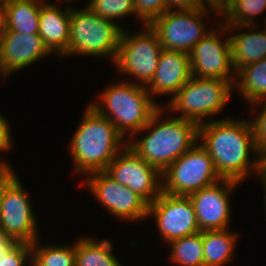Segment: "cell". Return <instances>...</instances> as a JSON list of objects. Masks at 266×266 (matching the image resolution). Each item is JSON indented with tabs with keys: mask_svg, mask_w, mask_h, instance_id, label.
Returning <instances> with one entry per match:
<instances>
[{
	"mask_svg": "<svg viewBox=\"0 0 266 266\" xmlns=\"http://www.w3.org/2000/svg\"><path fill=\"white\" fill-rule=\"evenodd\" d=\"M263 19H264L265 21H262V20H261V22H264V23H263V26H264V27H263V29H265V30H266V17H265V18H263Z\"/></svg>",
	"mask_w": 266,
	"mask_h": 266,
	"instance_id": "obj_41",
	"label": "cell"
},
{
	"mask_svg": "<svg viewBox=\"0 0 266 266\" xmlns=\"http://www.w3.org/2000/svg\"><path fill=\"white\" fill-rule=\"evenodd\" d=\"M168 244L171 247L168 262L176 266H204L202 232L174 239Z\"/></svg>",
	"mask_w": 266,
	"mask_h": 266,
	"instance_id": "obj_24",
	"label": "cell"
},
{
	"mask_svg": "<svg viewBox=\"0 0 266 266\" xmlns=\"http://www.w3.org/2000/svg\"><path fill=\"white\" fill-rule=\"evenodd\" d=\"M212 24L216 25L215 30L209 29L189 53L191 74L200 78L235 80L227 26L221 21Z\"/></svg>",
	"mask_w": 266,
	"mask_h": 266,
	"instance_id": "obj_11",
	"label": "cell"
},
{
	"mask_svg": "<svg viewBox=\"0 0 266 266\" xmlns=\"http://www.w3.org/2000/svg\"><path fill=\"white\" fill-rule=\"evenodd\" d=\"M250 106L251 113L256 111L258 113L254 115V118L251 116L250 120L254 130L257 152L263 158L266 155V99L256 101Z\"/></svg>",
	"mask_w": 266,
	"mask_h": 266,
	"instance_id": "obj_28",
	"label": "cell"
},
{
	"mask_svg": "<svg viewBox=\"0 0 266 266\" xmlns=\"http://www.w3.org/2000/svg\"><path fill=\"white\" fill-rule=\"evenodd\" d=\"M234 0H223V10Z\"/></svg>",
	"mask_w": 266,
	"mask_h": 266,
	"instance_id": "obj_39",
	"label": "cell"
},
{
	"mask_svg": "<svg viewBox=\"0 0 266 266\" xmlns=\"http://www.w3.org/2000/svg\"><path fill=\"white\" fill-rule=\"evenodd\" d=\"M88 104L108 118L126 140L142 130L163 106L150 96L146 86L125 80L105 86Z\"/></svg>",
	"mask_w": 266,
	"mask_h": 266,
	"instance_id": "obj_4",
	"label": "cell"
},
{
	"mask_svg": "<svg viewBox=\"0 0 266 266\" xmlns=\"http://www.w3.org/2000/svg\"><path fill=\"white\" fill-rule=\"evenodd\" d=\"M45 0L5 1L4 30L39 34V14Z\"/></svg>",
	"mask_w": 266,
	"mask_h": 266,
	"instance_id": "obj_21",
	"label": "cell"
},
{
	"mask_svg": "<svg viewBox=\"0 0 266 266\" xmlns=\"http://www.w3.org/2000/svg\"><path fill=\"white\" fill-rule=\"evenodd\" d=\"M85 6L97 16L118 23L123 29L125 26L117 20L126 16L136 17L133 0H88Z\"/></svg>",
	"mask_w": 266,
	"mask_h": 266,
	"instance_id": "obj_27",
	"label": "cell"
},
{
	"mask_svg": "<svg viewBox=\"0 0 266 266\" xmlns=\"http://www.w3.org/2000/svg\"><path fill=\"white\" fill-rule=\"evenodd\" d=\"M256 178L258 177V181L261 184V187L264 188V200H263V206L265 207V212H266V165L262 162L260 169L258 172L255 174ZM261 180V181H260ZM266 216V215H265Z\"/></svg>",
	"mask_w": 266,
	"mask_h": 266,
	"instance_id": "obj_34",
	"label": "cell"
},
{
	"mask_svg": "<svg viewBox=\"0 0 266 266\" xmlns=\"http://www.w3.org/2000/svg\"><path fill=\"white\" fill-rule=\"evenodd\" d=\"M62 7L45 0L39 14V35L45 47L52 54L68 58V43L71 20V4Z\"/></svg>",
	"mask_w": 266,
	"mask_h": 266,
	"instance_id": "obj_18",
	"label": "cell"
},
{
	"mask_svg": "<svg viewBox=\"0 0 266 266\" xmlns=\"http://www.w3.org/2000/svg\"><path fill=\"white\" fill-rule=\"evenodd\" d=\"M220 15L215 9L203 7L188 11L167 10L149 26L157 34L162 49L190 53L193 47L209 32L204 23L208 12ZM205 19V20H204ZM207 28V29H206Z\"/></svg>",
	"mask_w": 266,
	"mask_h": 266,
	"instance_id": "obj_9",
	"label": "cell"
},
{
	"mask_svg": "<svg viewBox=\"0 0 266 266\" xmlns=\"http://www.w3.org/2000/svg\"><path fill=\"white\" fill-rule=\"evenodd\" d=\"M122 32L118 23L97 16L85 5L71 6L68 57H104L114 63Z\"/></svg>",
	"mask_w": 266,
	"mask_h": 266,
	"instance_id": "obj_6",
	"label": "cell"
},
{
	"mask_svg": "<svg viewBox=\"0 0 266 266\" xmlns=\"http://www.w3.org/2000/svg\"><path fill=\"white\" fill-rule=\"evenodd\" d=\"M9 161H7L6 159H1L0 158V173L7 167V166H11L10 162L7 163ZM10 164V165H9Z\"/></svg>",
	"mask_w": 266,
	"mask_h": 266,
	"instance_id": "obj_38",
	"label": "cell"
},
{
	"mask_svg": "<svg viewBox=\"0 0 266 266\" xmlns=\"http://www.w3.org/2000/svg\"><path fill=\"white\" fill-rule=\"evenodd\" d=\"M230 229L202 232L204 266H228L234 260L239 236Z\"/></svg>",
	"mask_w": 266,
	"mask_h": 266,
	"instance_id": "obj_20",
	"label": "cell"
},
{
	"mask_svg": "<svg viewBox=\"0 0 266 266\" xmlns=\"http://www.w3.org/2000/svg\"><path fill=\"white\" fill-rule=\"evenodd\" d=\"M206 7L215 9L219 14L223 11V0H200Z\"/></svg>",
	"mask_w": 266,
	"mask_h": 266,
	"instance_id": "obj_36",
	"label": "cell"
},
{
	"mask_svg": "<svg viewBox=\"0 0 266 266\" xmlns=\"http://www.w3.org/2000/svg\"><path fill=\"white\" fill-rule=\"evenodd\" d=\"M14 167L7 166L1 173H0V195L5 184L16 174V170Z\"/></svg>",
	"mask_w": 266,
	"mask_h": 266,
	"instance_id": "obj_35",
	"label": "cell"
},
{
	"mask_svg": "<svg viewBox=\"0 0 266 266\" xmlns=\"http://www.w3.org/2000/svg\"><path fill=\"white\" fill-rule=\"evenodd\" d=\"M17 243L11 239L0 226V258L4 257L6 253Z\"/></svg>",
	"mask_w": 266,
	"mask_h": 266,
	"instance_id": "obj_33",
	"label": "cell"
},
{
	"mask_svg": "<svg viewBox=\"0 0 266 266\" xmlns=\"http://www.w3.org/2000/svg\"><path fill=\"white\" fill-rule=\"evenodd\" d=\"M164 114L161 107L142 130L127 140V145L139 157L161 173L198 142L199 128L196 122L176 115L166 118ZM143 132L146 135L139 138L137 134Z\"/></svg>",
	"mask_w": 266,
	"mask_h": 266,
	"instance_id": "obj_2",
	"label": "cell"
},
{
	"mask_svg": "<svg viewBox=\"0 0 266 266\" xmlns=\"http://www.w3.org/2000/svg\"><path fill=\"white\" fill-rule=\"evenodd\" d=\"M6 118V116H2L0 113V153L7 152L11 150L14 146V140H12V133H11V123Z\"/></svg>",
	"mask_w": 266,
	"mask_h": 266,
	"instance_id": "obj_31",
	"label": "cell"
},
{
	"mask_svg": "<svg viewBox=\"0 0 266 266\" xmlns=\"http://www.w3.org/2000/svg\"><path fill=\"white\" fill-rule=\"evenodd\" d=\"M154 218L158 234L164 243L200 232L195 209L189 196L161 192L148 205V218Z\"/></svg>",
	"mask_w": 266,
	"mask_h": 266,
	"instance_id": "obj_14",
	"label": "cell"
},
{
	"mask_svg": "<svg viewBox=\"0 0 266 266\" xmlns=\"http://www.w3.org/2000/svg\"><path fill=\"white\" fill-rule=\"evenodd\" d=\"M52 54L39 34L2 31L0 34V72L3 80L27 69L40 59Z\"/></svg>",
	"mask_w": 266,
	"mask_h": 266,
	"instance_id": "obj_16",
	"label": "cell"
},
{
	"mask_svg": "<svg viewBox=\"0 0 266 266\" xmlns=\"http://www.w3.org/2000/svg\"><path fill=\"white\" fill-rule=\"evenodd\" d=\"M220 180L213 159L197 142L162 173V191L170 195L189 196Z\"/></svg>",
	"mask_w": 266,
	"mask_h": 266,
	"instance_id": "obj_8",
	"label": "cell"
},
{
	"mask_svg": "<svg viewBox=\"0 0 266 266\" xmlns=\"http://www.w3.org/2000/svg\"><path fill=\"white\" fill-rule=\"evenodd\" d=\"M59 3L61 2L62 4H64V3H66V4H68L69 2H76V0H57Z\"/></svg>",
	"mask_w": 266,
	"mask_h": 266,
	"instance_id": "obj_40",
	"label": "cell"
},
{
	"mask_svg": "<svg viewBox=\"0 0 266 266\" xmlns=\"http://www.w3.org/2000/svg\"><path fill=\"white\" fill-rule=\"evenodd\" d=\"M85 188L114 218L124 221H142L148 218V204L127 186L121 185L105 171L86 175Z\"/></svg>",
	"mask_w": 266,
	"mask_h": 266,
	"instance_id": "obj_12",
	"label": "cell"
},
{
	"mask_svg": "<svg viewBox=\"0 0 266 266\" xmlns=\"http://www.w3.org/2000/svg\"><path fill=\"white\" fill-rule=\"evenodd\" d=\"M32 266L31 244L17 242L4 257L0 266Z\"/></svg>",
	"mask_w": 266,
	"mask_h": 266,
	"instance_id": "obj_30",
	"label": "cell"
},
{
	"mask_svg": "<svg viewBox=\"0 0 266 266\" xmlns=\"http://www.w3.org/2000/svg\"><path fill=\"white\" fill-rule=\"evenodd\" d=\"M40 241L31 244L32 266H75V243L43 245Z\"/></svg>",
	"mask_w": 266,
	"mask_h": 266,
	"instance_id": "obj_25",
	"label": "cell"
},
{
	"mask_svg": "<svg viewBox=\"0 0 266 266\" xmlns=\"http://www.w3.org/2000/svg\"><path fill=\"white\" fill-rule=\"evenodd\" d=\"M266 10V0H234L219 15L226 26L257 25V16ZM257 20V21H256Z\"/></svg>",
	"mask_w": 266,
	"mask_h": 266,
	"instance_id": "obj_26",
	"label": "cell"
},
{
	"mask_svg": "<svg viewBox=\"0 0 266 266\" xmlns=\"http://www.w3.org/2000/svg\"><path fill=\"white\" fill-rule=\"evenodd\" d=\"M82 236L75 241V266H123L115 253L114 244L108 238Z\"/></svg>",
	"mask_w": 266,
	"mask_h": 266,
	"instance_id": "obj_22",
	"label": "cell"
},
{
	"mask_svg": "<svg viewBox=\"0 0 266 266\" xmlns=\"http://www.w3.org/2000/svg\"><path fill=\"white\" fill-rule=\"evenodd\" d=\"M5 1L0 0V34L4 30Z\"/></svg>",
	"mask_w": 266,
	"mask_h": 266,
	"instance_id": "obj_37",
	"label": "cell"
},
{
	"mask_svg": "<svg viewBox=\"0 0 266 266\" xmlns=\"http://www.w3.org/2000/svg\"><path fill=\"white\" fill-rule=\"evenodd\" d=\"M77 127L68 144V150L74 162V172L83 177L93 172L105 171L117 154L127 146V140L110 120L89 104L86 105L83 118Z\"/></svg>",
	"mask_w": 266,
	"mask_h": 266,
	"instance_id": "obj_3",
	"label": "cell"
},
{
	"mask_svg": "<svg viewBox=\"0 0 266 266\" xmlns=\"http://www.w3.org/2000/svg\"><path fill=\"white\" fill-rule=\"evenodd\" d=\"M136 18L141 26L149 25L167 11L165 0H133Z\"/></svg>",
	"mask_w": 266,
	"mask_h": 266,
	"instance_id": "obj_29",
	"label": "cell"
},
{
	"mask_svg": "<svg viewBox=\"0 0 266 266\" xmlns=\"http://www.w3.org/2000/svg\"><path fill=\"white\" fill-rule=\"evenodd\" d=\"M139 31L134 33L128 31V28L123 29L117 56L112 65L123 76L133 77V80L126 81L147 86L155 75L163 49L157 34L149 25H143Z\"/></svg>",
	"mask_w": 266,
	"mask_h": 266,
	"instance_id": "obj_7",
	"label": "cell"
},
{
	"mask_svg": "<svg viewBox=\"0 0 266 266\" xmlns=\"http://www.w3.org/2000/svg\"><path fill=\"white\" fill-rule=\"evenodd\" d=\"M192 77L189 54L181 51L163 49L155 75L146 86L150 96H171Z\"/></svg>",
	"mask_w": 266,
	"mask_h": 266,
	"instance_id": "obj_17",
	"label": "cell"
},
{
	"mask_svg": "<svg viewBox=\"0 0 266 266\" xmlns=\"http://www.w3.org/2000/svg\"><path fill=\"white\" fill-rule=\"evenodd\" d=\"M198 142L213 159L221 179L242 184L248 178H254L262 164L250 118L222 119L219 116L202 123L198 128Z\"/></svg>",
	"mask_w": 266,
	"mask_h": 266,
	"instance_id": "obj_1",
	"label": "cell"
},
{
	"mask_svg": "<svg viewBox=\"0 0 266 266\" xmlns=\"http://www.w3.org/2000/svg\"><path fill=\"white\" fill-rule=\"evenodd\" d=\"M105 172L139 195L148 205L162 192V173L128 145L117 154Z\"/></svg>",
	"mask_w": 266,
	"mask_h": 266,
	"instance_id": "obj_13",
	"label": "cell"
},
{
	"mask_svg": "<svg viewBox=\"0 0 266 266\" xmlns=\"http://www.w3.org/2000/svg\"><path fill=\"white\" fill-rule=\"evenodd\" d=\"M234 82L235 80L192 76L165 102L167 104H164V110L179 113L176 117L191 120L198 125L212 121V117L218 116L231 101Z\"/></svg>",
	"mask_w": 266,
	"mask_h": 266,
	"instance_id": "obj_5",
	"label": "cell"
},
{
	"mask_svg": "<svg viewBox=\"0 0 266 266\" xmlns=\"http://www.w3.org/2000/svg\"><path fill=\"white\" fill-rule=\"evenodd\" d=\"M169 11H188L206 7L200 0H165Z\"/></svg>",
	"mask_w": 266,
	"mask_h": 266,
	"instance_id": "obj_32",
	"label": "cell"
},
{
	"mask_svg": "<svg viewBox=\"0 0 266 266\" xmlns=\"http://www.w3.org/2000/svg\"><path fill=\"white\" fill-rule=\"evenodd\" d=\"M233 87L249 105L266 99V58L241 68Z\"/></svg>",
	"mask_w": 266,
	"mask_h": 266,
	"instance_id": "obj_23",
	"label": "cell"
},
{
	"mask_svg": "<svg viewBox=\"0 0 266 266\" xmlns=\"http://www.w3.org/2000/svg\"><path fill=\"white\" fill-rule=\"evenodd\" d=\"M258 27L257 25L227 26L232 63L236 73L241 68L266 58V30L260 25ZM244 29L248 32H243Z\"/></svg>",
	"mask_w": 266,
	"mask_h": 266,
	"instance_id": "obj_19",
	"label": "cell"
},
{
	"mask_svg": "<svg viewBox=\"0 0 266 266\" xmlns=\"http://www.w3.org/2000/svg\"><path fill=\"white\" fill-rule=\"evenodd\" d=\"M17 173L0 195V226L17 242L32 244L39 239L38 216Z\"/></svg>",
	"mask_w": 266,
	"mask_h": 266,
	"instance_id": "obj_10",
	"label": "cell"
},
{
	"mask_svg": "<svg viewBox=\"0 0 266 266\" xmlns=\"http://www.w3.org/2000/svg\"><path fill=\"white\" fill-rule=\"evenodd\" d=\"M241 183L229 179L202 188L189 195L191 199L200 232L231 228V195Z\"/></svg>",
	"mask_w": 266,
	"mask_h": 266,
	"instance_id": "obj_15",
	"label": "cell"
}]
</instances>
